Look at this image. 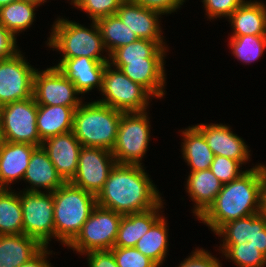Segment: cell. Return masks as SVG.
I'll return each mask as SVG.
<instances>
[{"mask_svg": "<svg viewBox=\"0 0 266 267\" xmlns=\"http://www.w3.org/2000/svg\"><path fill=\"white\" fill-rule=\"evenodd\" d=\"M37 111L38 105L33 96L1 106V139L7 142L42 146L37 130Z\"/></svg>", "mask_w": 266, "mask_h": 267, "instance_id": "9", "label": "cell"}, {"mask_svg": "<svg viewBox=\"0 0 266 267\" xmlns=\"http://www.w3.org/2000/svg\"><path fill=\"white\" fill-rule=\"evenodd\" d=\"M16 38L0 24V59L10 58L20 51L16 45Z\"/></svg>", "mask_w": 266, "mask_h": 267, "instance_id": "42", "label": "cell"}, {"mask_svg": "<svg viewBox=\"0 0 266 267\" xmlns=\"http://www.w3.org/2000/svg\"><path fill=\"white\" fill-rule=\"evenodd\" d=\"M71 82L57 67L46 68L34 74L33 97L37 105L67 106L76 110L83 102Z\"/></svg>", "mask_w": 266, "mask_h": 267, "instance_id": "11", "label": "cell"}, {"mask_svg": "<svg viewBox=\"0 0 266 267\" xmlns=\"http://www.w3.org/2000/svg\"><path fill=\"white\" fill-rule=\"evenodd\" d=\"M163 202L145 212L122 216L114 247H135L137 241L162 216Z\"/></svg>", "mask_w": 266, "mask_h": 267, "instance_id": "24", "label": "cell"}, {"mask_svg": "<svg viewBox=\"0 0 266 267\" xmlns=\"http://www.w3.org/2000/svg\"><path fill=\"white\" fill-rule=\"evenodd\" d=\"M233 35H266V5L259 1H245L230 16Z\"/></svg>", "mask_w": 266, "mask_h": 267, "instance_id": "22", "label": "cell"}, {"mask_svg": "<svg viewBox=\"0 0 266 267\" xmlns=\"http://www.w3.org/2000/svg\"><path fill=\"white\" fill-rule=\"evenodd\" d=\"M91 28L62 17L52 26L47 45L62 53V59L88 57L100 62H109L110 56L104 57L106 51L100 29L96 21H92ZM102 51V52H101Z\"/></svg>", "mask_w": 266, "mask_h": 267, "instance_id": "5", "label": "cell"}, {"mask_svg": "<svg viewBox=\"0 0 266 267\" xmlns=\"http://www.w3.org/2000/svg\"><path fill=\"white\" fill-rule=\"evenodd\" d=\"M125 0H75L73 5L86 12L92 21H97L110 15H115L119 6Z\"/></svg>", "mask_w": 266, "mask_h": 267, "instance_id": "35", "label": "cell"}, {"mask_svg": "<svg viewBox=\"0 0 266 267\" xmlns=\"http://www.w3.org/2000/svg\"><path fill=\"white\" fill-rule=\"evenodd\" d=\"M22 1L32 2V3H35L39 6L42 5L43 3L47 2L46 0H22Z\"/></svg>", "mask_w": 266, "mask_h": 267, "instance_id": "46", "label": "cell"}, {"mask_svg": "<svg viewBox=\"0 0 266 267\" xmlns=\"http://www.w3.org/2000/svg\"><path fill=\"white\" fill-rule=\"evenodd\" d=\"M259 164L223 184L214 202L198 218L214 233L225 223L260 213Z\"/></svg>", "mask_w": 266, "mask_h": 267, "instance_id": "2", "label": "cell"}, {"mask_svg": "<svg viewBox=\"0 0 266 267\" xmlns=\"http://www.w3.org/2000/svg\"><path fill=\"white\" fill-rule=\"evenodd\" d=\"M122 214L96 205L80 232L67 245L79 254L111 250L117 238Z\"/></svg>", "mask_w": 266, "mask_h": 267, "instance_id": "6", "label": "cell"}, {"mask_svg": "<svg viewBox=\"0 0 266 267\" xmlns=\"http://www.w3.org/2000/svg\"><path fill=\"white\" fill-rule=\"evenodd\" d=\"M47 248L43 247L35 256L19 267H53L47 260V256L51 254Z\"/></svg>", "mask_w": 266, "mask_h": 267, "instance_id": "44", "label": "cell"}, {"mask_svg": "<svg viewBox=\"0 0 266 267\" xmlns=\"http://www.w3.org/2000/svg\"><path fill=\"white\" fill-rule=\"evenodd\" d=\"M182 132V157L190 166V172L208 170L213 162L214 154L204 135L193 125Z\"/></svg>", "mask_w": 266, "mask_h": 267, "instance_id": "26", "label": "cell"}, {"mask_svg": "<svg viewBox=\"0 0 266 267\" xmlns=\"http://www.w3.org/2000/svg\"><path fill=\"white\" fill-rule=\"evenodd\" d=\"M134 3L164 14L176 12L183 4V0H132Z\"/></svg>", "mask_w": 266, "mask_h": 267, "instance_id": "41", "label": "cell"}, {"mask_svg": "<svg viewBox=\"0 0 266 267\" xmlns=\"http://www.w3.org/2000/svg\"><path fill=\"white\" fill-rule=\"evenodd\" d=\"M42 248L36 239L25 234L0 235V267H19Z\"/></svg>", "mask_w": 266, "mask_h": 267, "instance_id": "23", "label": "cell"}, {"mask_svg": "<svg viewBox=\"0 0 266 267\" xmlns=\"http://www.w3.org/2000/svg\"><path fill=\"white\" fill-rule=\"evenodd\" d=\"M53 194L55 238L67 245L80 232L97 205L96 196L71 182H65Z\"/></svg>", "mask_w": 266, "mask_h": 267, "instance_id": "4", "label": "cell"}, {"mask_svg": "<svg viewBox=\"0 0 266 267\" xmlns=\"http://www.w3.org/2000/svg\"><path fill=\"white\" fill-rule=\"evenodd\" d=\"M23 180L31 185L25 189L31 192H41L43 188L52 193L65 183L42 146L33 151Z\"/></svg>", "mask_w": 266, "mask_h": 267, "instance_id": "20", "label": "cell"}, {"mask_svg": "<svg viewBox=\"0 0 266 267\" xmlns=\"http://www.w3.org/2000/svg\"><path fill=\"white\" fill-rule=\"evenodd\" d=\"M43 149L65 182H70L76 175L80 141L72 131L50 137L42 142Z\"/></svg>", "mask_w": 266, "mask_h": 267, "instance_id": "15", "label": "cell"}, {"mask_svg": "<svg viewBox=\"0 0 266 267\" xmlns=\"http://www.w3.org/2000/svg\"><path fill=\"white\" fill-rule=\"evenodd\" d=\"M96 22L108 56L117 48L128 45L138 39L135 33L116 14L99 18Z\"/></svg>", "mask_w": 266, "mask_h": 267, "instance_id": "31", "label": "cell"}, {"mask_svg": "<svg viewBox=\"0 0 266 267\" xmlns=\"http://www.w3.org/2000/svg\"><path fill=\"white\" fill-rule=\"evenodd\" d=\"M178 267H222L220 261L204 249H196Z\"/></svg>", "mask_w": 266, "mask_h": 267, "instance_id": "40", "label": "cell"}, {"mask_svg": "<svg viewBox=\"0 0 266 267\" xmlns=\"http://www.w3.org/2000/svg\"><path fill=\"white\" fill-rule=\"evenodd\" d=\"M186 183V191L196 204L193 206V213L198 220L214 202L222 189L223 183L216 178L210 169L190 172Z\"/></svg>", "mask_w": 266, "mask_h": 267, "instance_id": "21", "label": "cell"}, {"mask_svg": "<svg viewBox=\"0 0 266 267\" xmlns=\"http://www.w3.org/2000/svg\"><path fill=\"white\" fill-rule=\"evenodd\" d=\"M259 203L260 211H266V166L259 164Z\"/></svg>", "mask_w": 266, "mask_h": 267, "instance_id": "45", "label": "cell"}, {"mask_svg": "<svg viewBox=\"0 0 266 267\" xmlns=\"http://www.w3.org/2000/svg\"><path fill=\"white\" fill-rule=\"evenodd\" d=\"M220 249L222 255H225L226 259H231L237 267H264L266 265V256L250 242H244L241 245H221Z\"/></svg>", "mask_w": 266, "mask_h": 267, "instance_id": "33", "label": "cell"}, {"mask_svg": "<svg viewBox=\"0 0 266 267\" xmlns=\"http://www.w3.org/2000/svg\"><path fill=\"white\" fill-rule=\"evenodd\" d=\"M23 234L20 192L0 189V235Z\"/></svg>", "mask_w": 266, "mask_h": 267, "instance_id": "29", "label": "cell"}, {"mask_svg": "<svg viewBox=\"0 0 266 267\" xmlns=\"http://www.w3.org/2000/svg\"><path fill=\"white\" fill-rule=\"evenodd\" d=\"M164 58H146L144 61L128 62L125 66H115L130 80L140 84L153 97L165 95L166 74Z\"/></svg>", "mask_w": 266, "mask_h": 267, "instance_id": "18", "label": "cell"}, {"mask_svg": "<svg viewBox=\"0 0 266 267\" xmlns=\"http://www.w3.org/2000/svg\"><path fill=\"white\" fill-rule=\"evenodd\" d=\"M146 111L122 113L112 149L118 164L142 165L150 141V122Z\"/></svg>", "mask_w": 266, "mask_h": 267, "instance_id": "7", "label": "cell"}, {"mask_svg": "<svg viewBox=\"0 0 266 267\" xmlns=\"http://www.w3.org/2000/svg\"><path fill=\"white\" fill-rule=\"evenodd\" d=\"M167 49L155 41L138 38L136 41L114 50L110 54L109 64L113 68L114 66H125L128 62L144 61L146 58H164Z\"/></svg>", "mask_w": 266, "mask_h": 267, "instance_id": "28", "label": "cell"}, {"mask_svg": "<svg viewBox=\"0 0 266 267\" xmlns=\"http://www.w3.org/2000/svg\"><path fill=\"white\" fill-rule=\"evenodd\" d=\"M20 193L23 234L48 247L51 238L55 237L53 194L25 190Z\"/></svg>", "mask_w": 266, "mask_h": 267, "instance_id": "10", "label": "cell"}, {"mask_svg": "<svg viewBox=\"0 0 266 267\" xmlns=\"http://www.w3.org/2000/svg\"><path fill=\"white\" fill-rule=\"evenodd\" d=\"M36 148L37 146L27 143L1 141L0 185L3 188L8 189L12 182L24 178L30 157Z\"/></svg>", "mask_w": 266, "mask_h": 267, "instance_id": "19", "label": "cell"}, {"mask_svg": "<svg viewBox=\"0 0 266 267\" xmlns=\"http://www.w3.org/2000/svg\"><path fill=\"white\" fill-rule=\"evenodd\" d=\"M111 67L108 63L103 73L101 93L105 98L97 101L123 113L146 111L152 95L120 69Z\"/></svg>", "mask_w": 266, "mask_h": 267, "instance_id": "8", "label": "cell"}, {"mask_svg": "<svg viewBox=\"0 0 266 267\" xmlns=\"http://www.w3.org/2000/svg\"><path fill=\"white\" fill-rule=\"evenodd\" d=\"M116 15L139 39L155 41L161 47H166L159 24L161 13L144 8L132 0H125L119 6Z\"/></svg>", "mask_w": 266, "mask_h": 267, "instance_id": "14", "label": "cell"}, {"mask_svg": "<svg viewBox=\"0 0 266 267\" xmlns=\"http://www.w3.org/2000/svg\"><path fill=\"white\" fill-rule=\"evenodd\" d=\"M195 127L204 135L214 156H224L239 161L242 165L250 159L249 147L243 138L223 124H197Z\"/></svg>", "mask_w": 266, "mask_h": 267, "instance_id": "16", "label": "cell"}, {"mask_svg": "<svg viewBox=\"0 0 266 267\" xmlns=\"http://www.w3.org/2000/svg\"><path fill=\"white\" fill-rule=\"evenodd\" d=\"M240 167H242V164L239 161L217 155L213 158L210 170L217 179L226 184L239 178L246 172V170H240Z\"/></svg>", "mask_w": 266, "mask_h": 267, "instance_id": "37", "label": "cell"}, {"mask_svg": "<svg viewBox=\"0 0 266 267\" xmlns=\"http://www.w3.org/2000/svg\"><path fill=\"white\" fill-rule=\"evenodd\" d=\"M13 1H16V0H0V8L10 4Z\"/></svg>", "mask_w": 266, "mask_h": 267, "instance_id": "47", "label": "cell"}, {"mask_svg": "<svg viewBox=\"0 0 266 267\" xmlns=\"http://www.w3.org/2000/svg\"><path fill=\"white\" fill-rule=\"evenodd\" d=\"M111 251L118 267H159L135 247H114Z\"/></svg>", "mask_w": 266, "mask_h": 267, "instance_id": "36", "label": "cell"}, {"mask_svg": "<svg viewBox=\"0 0 266 267\" xmlns=\"http://www.w3.org/2000/svg\"><path fill=\"white\" fill-rule=\"evenodd\" d=\"M122 113L98 101L82 102L74 111L72 132L82 146L112 151Z\"/></svg>", "mask_w": 266, "mask_h": 267, "instance_id": "3", "label": "cell"}, {"mask_svg": "<svg viewBox=\"0 0 266 267\" xmlns=\"http://www.w3.org/2000/svg\"><path fill=\"white\" fill-rule=\"evenodd\" d=\"M232 53L239 61L251 63L259 59L266 49V35H244L230 37Z\"/></svg>", "mask_w": 266, "mask_h": 267, "instance_id": "32", "label": "cell"}, {"mask_svg": "<svg viewBox=\"0 0 266 267\" xmlns=\"http://www.w3.org/2000/svg\"><path fill=\"white\" fill-rule=\"evenodd\" d=\"M22 55L0 59V107L33 96L36 70Z\"/></svg>", "mask_w": 266, "mask_h": 267, "instance_id": "12", "label": "cell"}, {"mask_svg": "<svg viewBox=\"0 0 266 267\" xmlns=\"http://www.w3.org/2000/svg\"><path fill=\"white\" fill-rule=\"evenodd\" d=\"M74 111L67 106L38 105L37 130L41 141L72 131Z\"/></svg>", "mask_w": 266, "mask_h": 267, "instance_id": "25", "label": "cell"}, {"mask_svg": "<svg viewBox=\"0 0 266 267\" xmlns=\"http://www.w3.org/2000/svg\"><path fill=\"white\" fill-rule=\"evenodd\" d=\"M143 166L116 163L96 196L97 205L122 215L158 206L163 200Z\"/></svg>", "mask_w": 266, "mask_h": 267, "instance_id": "1", "label": "cell"}, {"mask_svg": "<svg viewBox=\"0 0 266 267\" xmlns=\"http://www.w3.org/2000/svg\"><path fill=\"white\" fill-rule=\"evenodd\" d=\"M109 62H100L88 57L60 59L55 65L73 84L82 95L97 88L101 91L103 73ZM97 86V87H96Z\"/></svg>", "mask_w": 266, "mask_h": 267, "instance_id": "17", "label": "cell"}, {"mask_svg": "<svg viewBox=\"0 0 266 267\" xmlns=\"http://www.w3.org/2000/svg\"><path fill=\"white\" fill-rule=\"evenodd\" d=\"M167 221L161 216L150 229L137 241L135 248L153 260L159 267L165 261L168 250Z\"/></svg>", "mask_w": 266, "mask_h": 267, "instance_id": "27", "label": "cell"}, {"mask_svg": "<svg viewBox=\"0 0 266 267\" xmlns=\"http://www.w3.org/2000/svg\"><path fill=\"white\" fill-rule=\"evenodd\" d=\"M115 165L116 160L112 151L82 146L79 152L77 172L70 182L97 196Z\"/></svg>", "mask_w": 266, "mask_h": 267, "instance_id": "13", "label": "cell"}, {"mask_svg": "<svg viewBox=\"0 0 266 267\" xmlns=\"http://www.w3.org/2000/svg\"><path fill=\"white\" fill-rule=\"evenodd\" d=\"M209 19L229 16L239 8L245 0H202Z\"/></svg>", "mask_w": 266, "mask_h": 267, "instance_id": "39", "label": "cell"}, {"mask_svg": "<svg viewBox=\"0 0 266 267\" xmlns=\"http://www.w3.org/2000/svg\"><path fill=\"white\" fill-rule=\"evenodd\" d=\"M249 242L266 256V215H250Z\"/></svg>", "mask_w": 266, "mask_h": 267, "instance_id": "38", "label": "cell"}, {"mask_svg": "<svg viewBox=\"0 0 266 267\" xmlns=\"http://www.w3.org/2000/svg\"><path fill=\"white\" fill-rule=\"evenodd\" d=\"M215 233L219 237H223L222 245H241L249 242L250 216L229 221Z\"/></svg>", "mask_w": 266, "mask_h": 267, "instance_id": "34", "label": "cell"}, {"mask_svg": "<svg viewBox=\"0 0 266 267\" xmlns=\"http://www.w3.org/2000/svg\"><path fill=\"white\" fill-rule=\"evenodd\" d=\"M39 5L16 0L0 8V24L14 36L28 29L35 20V8Z\"/></svg>", "mask_w": 266, "mask_h": 267, "instance_id": "30", "label": "cell"}, {"mask_svg": "<svg viewBox=\"0 0 266 267\" xmlns=\"http://www.w3.org/2000/svg\"><path fill=\"white\" fill-rule=\"evenodd\" d=\"M89 267H118L111 250L92 251L86 253Z\"/></svg>", "mask_w": 266, "mask_h": 267, "instance_id": "43", "label": "cell"}]
</instances>
